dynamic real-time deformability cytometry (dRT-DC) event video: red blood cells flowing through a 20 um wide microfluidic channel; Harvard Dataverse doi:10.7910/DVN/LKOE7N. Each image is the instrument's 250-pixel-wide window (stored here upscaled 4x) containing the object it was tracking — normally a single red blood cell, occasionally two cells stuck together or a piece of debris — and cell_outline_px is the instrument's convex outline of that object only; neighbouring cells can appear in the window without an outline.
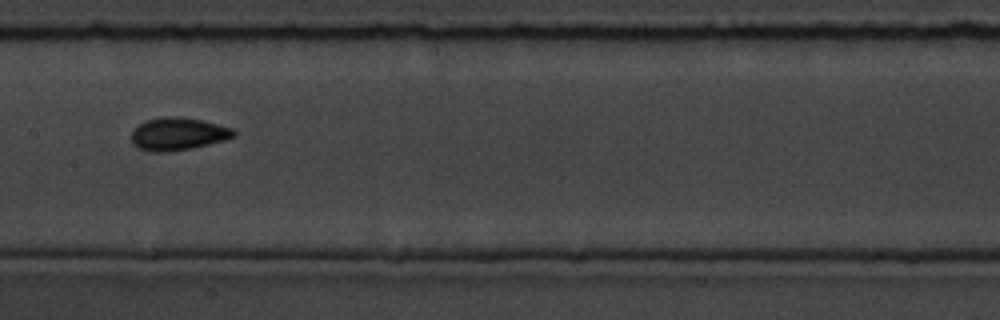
{"species": "common noctule bat (a hibernating species)", "species_latin": "Nyctalus noctula", "temperature_condition": "room temperature", "stored_images_in_passage": 13, "camera_frame_rate_fps": 3000, "um_per_image_px": 0.085, "animal": {"sex": "male", "body_mass_g": 19.5, "forearm_length_mm": 54.6}, "frame": {"image": 1, "passage_image": 8, "time_ms": 9.0, "image_size_px": [1000, 320], "cell_outline_px": [[236, 136], [224, 140], [192, 148], [164, 152], [148, 152], [132, 144], [132, 132], [144, 120], [164, 116], [180, 116], [200, 120], [232, 128], [236, 132]], "centroid_in_image_um": [15.12, 11.38], "position_along_channel_um": 192.3, "area_um2": 19.42}}
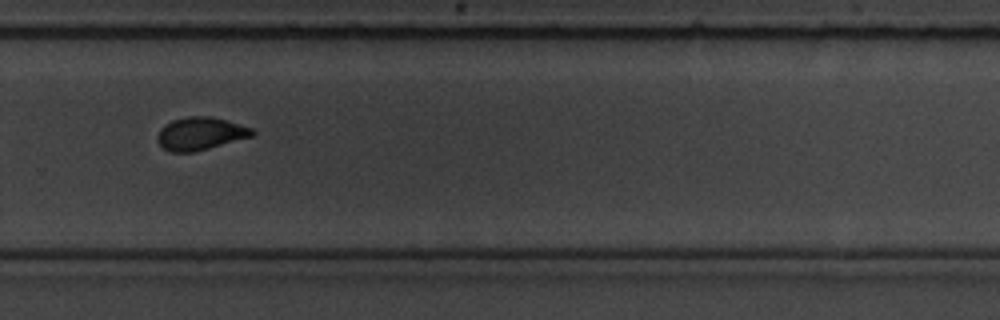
{"frame": {"image": 2, "passage_image": 11, "time_ms": 12.333, "image_size_px": [1000, 320], "cell_outline_px": [[256, 132], [252, 136], [208, 148], [192, 152], [172, 152], [164, 148], [156, 140], [156, 136], [160, 128], [164, 124], [172, 120], [188, 116], [208, 116], [224, 120], [252, 128]], "centroid_in_image_um": [16.98, 11.35], "position_along_channel_um": 312.8, "area_um2": 17.92}, "authors_computed_cell_mechanics": {"area_um2": 24.9696, "velocity_mm_per_s": 3.627, "shape_relaxation_time_tau1_ms": 6.1748, "shape_relaxation_time_tau2_ms": 2.4644, "deformation_change_tau1": 0.1792, "deformation_change_tau2": 0.0896}}